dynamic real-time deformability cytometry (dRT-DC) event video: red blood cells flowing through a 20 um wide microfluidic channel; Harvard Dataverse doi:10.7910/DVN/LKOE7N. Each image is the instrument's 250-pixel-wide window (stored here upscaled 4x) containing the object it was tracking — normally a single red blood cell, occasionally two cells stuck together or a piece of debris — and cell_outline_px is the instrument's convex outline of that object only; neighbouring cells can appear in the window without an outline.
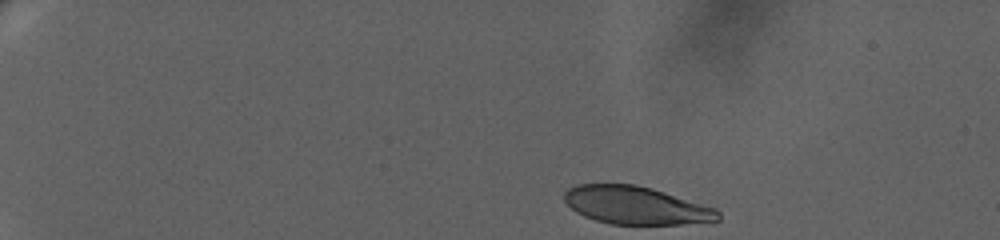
{"species": "human", "species_latin": "Homo sapiens", "temperature_condition": "warm", "stored_images_in_passage": 50, "camera_frame_rate_fps": 3000, "um_per_image_px": 0.085, "donor": {"sex": "female"}, "frame": {"image": 1, "passage_image": 1, "time_ms": 0.0, "image_size_px": [1000, 240], "cell_outline_px": [[720, 220], [680, 224], [612, 224], [596, 220], [584, 216], [576, 212], [564, 200], [564, 192], [568, 188], [576, 184], [636, 184], [652, 188], [716, 208], [720, 212]], "centroid_in_image_um": [54.05, 17.45], "position_along_channel_um": 31.0, "area_um2": 33.87}}
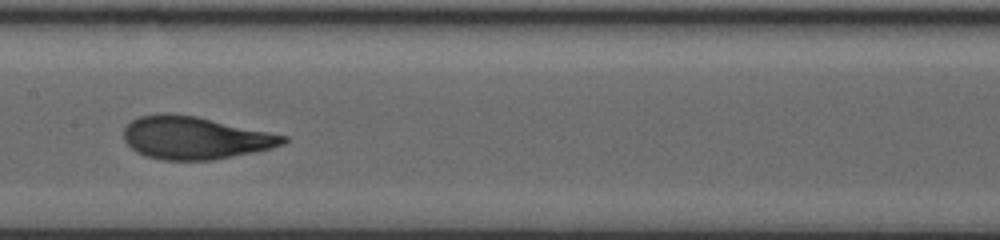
{"frame": {"image": 2, "passage_image": 27, "time_ms": 8.667, "image_size_px": [1000, 240], "cell_outline_px": [[288, 140], [284, 144], [272, 148], [212, 160], [164, 160], [148, 156], [136, 152], [124, 140], [124, 128], [132, 120], [140, 116], [164, 112], [168, 112], [196, 116], [288, 136]], "centroid_in_image_um": [16.56, 11.7], "position_along_channel_um": 190.8, "area_um2": 39.48}}
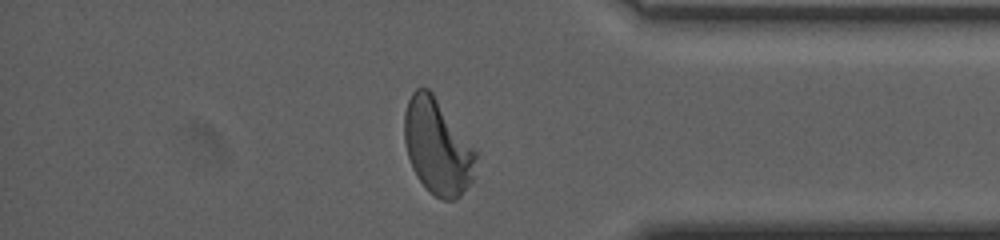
{"frame": {"image": 3, "passage_image": 47, "time_ms": 15.333, "image_size_px": [1000, 240], "cell_outline_px": [[476, 156], [472, 180], [460, 196], [456, 200], [444, 200], [436, 196], [416, 176], [412, 168], [408, 156], [404, 140], [404, 112], [408, 100], [412, 92], [416, 88], [428, 88], [432, 92], [476, 148]], "centroid_in_image_um": [37.18, 12.44], "position_along_channel_um": 398.0, "area_um2": 39.65}, "authors_computed_cell_mechanics": {"area_um2": 38.726, "velocity_mm_per_s": 3.2544, "shape_relaxation_time_tau1_ms": 4.2628, "shape_relaxation_time_tau2_ms": null, "deformation_change_tau1": 0.2005, "deformation_change_tau2": null}}